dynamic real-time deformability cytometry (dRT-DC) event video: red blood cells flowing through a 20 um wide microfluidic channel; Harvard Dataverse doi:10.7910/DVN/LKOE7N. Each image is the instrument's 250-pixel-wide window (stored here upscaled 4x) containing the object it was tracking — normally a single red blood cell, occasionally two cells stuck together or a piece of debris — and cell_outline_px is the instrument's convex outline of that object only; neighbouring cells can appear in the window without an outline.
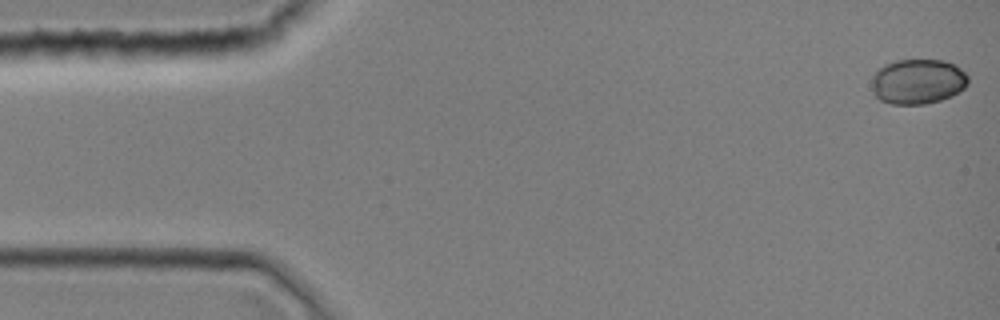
{"species": "common noctule bat (a hibernating species)", "species_latin": "Nyctalus noctula", "temperature_condition": "room temperature", "stored_images_in_passage": 40, "camera_frame_rate_fps": 3000, "um_per_image_px": 0.085, "animal": {"sex": "female", "body_mass_g": 19.0, "forearm_length_mm": 51.5}, "frame": {"image": 1, "passage_image": 1, "time_ms": 0.0, "image_size_px": [1000, 320], "cell_outline_px": [[968, 84], [964, 88], [952, 96], [940, 100], [924, 104], [892, 104], [880, 100], [872, 92], [872, 76], [884, 64], [896, 60], [944, 60], [956, 64], [968, 76]], "centroid_in_image_um": [78.02, 6.92], "position_along_channel_um": 7.0, "area_um2": 25.49}}
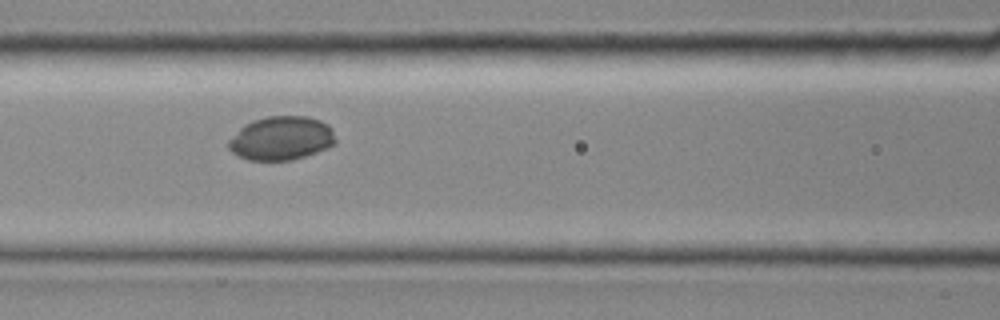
{"frame": {"image": 2, "passage_image": 17, "time_ms": 5.333, "image_size_px": [1000, 320], "cell_outline_px": [[336, 144], [328, 148], [292, 160], [248, 160], [232, 152], [228, 148], [228, 140], [244, 124], [252, 120], [268, 116], [308, 116], [320, 120], [328, 124], [332, 128], [336, 140]], "centroid_in_image_um": [23.93, 11.74], "position_along_channel_um": 142.7, "area_um2": 27.46}}
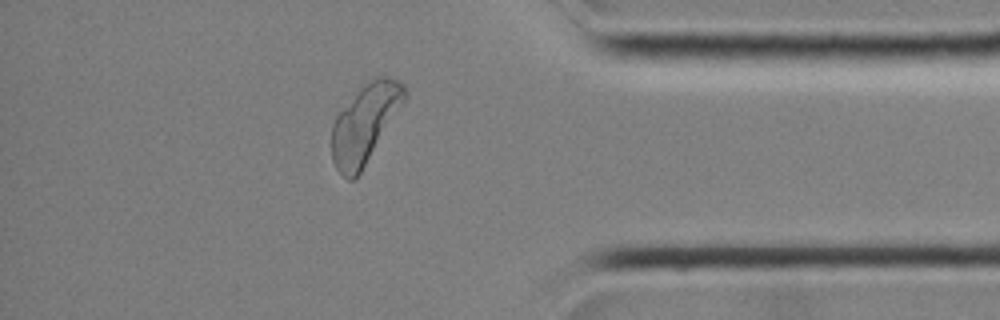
{"frame": {"image": 3, "passage_image": 34, "time_ms": 11.0, "image_size_px": [1000, 320], "cell_outline_px": [[408, 96], [360, 172], [352, 180], [348, 180], [336, 168], [332, 160], [332, 124], [336, 116], [360, 88], [376, 76], [388, 76], [404, 84], [408, 92]], "centroid_in_image_um": [31.03, 10.48], "position_along_channel_um": 404.2, "area_um2": 32.66}}